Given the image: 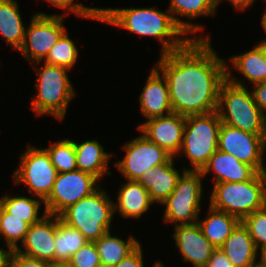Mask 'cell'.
Instances as JSON below:
<instances>
[{"label":"cell","mask_w":266,"mask_h":267,"mask_svg":"<svg viewBox=\"0 0 266 267\" xmlns=\"http://www.w3.org/2000/svg\"><path fill=\"white\" fill-rule=\"evenodd\" d=\"M98 182L96 177L81 170L57 173L53 189L44 201V211L59 216L69 206L96 191L100 187Z\"/></svg>","instance_id":"cell-11"},{"label":"cell","mask_w":266,"mask_h":267,"mask_svg":"<svg viewBox=\"0 0 266 267\" xmlns=\"http://www.w3.org/2000/svg\"><path fill=\"white\" fill-rule=\"evenodd\" d=\"M50 155L51 162L58 173L72 172L77 170L76 153L74 141L64 139L58 143H53L49 148H45Z\"/></svg>","instance_id":"cell-31"},{"label":"cell","mask_w":266,"mask_h":267,"mask_svg":"<svg viewBox=\"0 0 266 267\" xmlns=\"http://www.w3.org/2000/svg\"><path fill=\"white\" fill-rule=\"evenodd\" d=\"M78 58V49L71 38L68 37L67 31L50 49L43 60L45 64L55 65L72 69Z\"/></svg>","instance_id":"cell-30"},{"label":"cell","mask_w":266,"mask_h":267,"mask_svg":"<svg viewBox=\"0 0 266 267\" xmlns=\"http://www.w3.org/2000/svg\"><path fill=\"white\" fill-rule=\"evenodd\" d=\"M18 8L15 0H0L1 37L17 50L23 45L26 30Z\"/></svg>","instance_id":"cell-25"},{"label":"cell","mask_w":266,"mask_h":267,"mask_svg":"<svg viewBox=\"0 0 266 267\" xmlns=\"http://www.w3.org/2000/svg\"><path fill=\"white\" fill-rule=\"evenodd\" d=\"M226 80L219 90L217 112L221 122L231 127L258 135H266V115L254 102L250 92L242 81H238L228 71Z\"/></svg>","instance_id":"cell-3"},{"label":"cell","mask_w":266,"mask_h":267,"mask_svg":"<svg viewBox=\"0 0 266 267\" xmlns=\"http://www.w3.org/2000/svg\"><path fill=\"white\" fill-rule=\"evenodd\" d=\"M174 157L166 163L150 168L139 181L149 192L153 203L162 204L174 191L181 174L174 168Z\"/></svg>","instance_id":"cell-19"},{"label":"cell","mask_w":266,"mask_h":267,"mask_svg":"<svg viewBox=\"0 0 266 267\" xmlns=\"http://www.w3.org/2000/svg\"><path fill=\"white\" fill-rule=\"evenodd\" d=\"M1 200L5 210L10 214V217L21 218L29 225L39 222L47 213L38 217L39 208L44 201L39 199L27 198L26 196H3Z\"/></svg>","instance_id":"cell-29"},{"label":"cell","mask_w":266,"mask_h":267,"mask_svg":"<svg viewBox=\"0 0 266 267\" xmlns=\"http://www.w3.org/2000/svg\"><path fill=\"white\" fill-rule=\"evenodd\" d=\"M55 233L56 215L46 214L39 222L30 225L21 243L24 250L19 247L17 251L55 265Z\"/></svg>","instance_id":"cell-15"},{"label":"cell","mask_w":266,"mask_h":267,"mask_svg":"<svg viewBox=\"0 0 266 267\" xmlns=\"http://www.w3.org/2000/svg\"><path fill=\"white\" fill-rule=\"evenodd\" d=\"M101 263L95 242H87L72 255L67 267H98Z\"/></svg>","instance_id":"cell-34"},{"label":"cell","mask_w":266,"mask_h":267,"mask_svg":"<svg viewBox=\"0 0 266 267\" xmlns=\"http://www.w3.org/2000/svg\"><path fill=\"white\" fill-rule=\"evenodd\" d=\"M168 11L175 23L186 33H195L203 29L201 24H192L175 17L176 15L185 16L194 19L204 15H215V1L213 0H171Z\"/></svg>","instance_id":"cell-23"},{"label":"cell","mask_w":266,"mask_h":267,"mask_svg":"<svg viewBox=\"0 0 266 267\" xmlns=\"http://www.w3.org/2000/svg\"><path fill=\"white\" fill-rule=\"evenodd\" d=\"M241 222L247 228L256 249L266 245V205L244 217Z\"/></svg>","instance_id":"cell-33"},{"label":"cell","mask_w":266,"mask_h":267,"mask_svg":"<svg viewBox=\"0 0 266 267\" xmlns=\"http://www.w3.org/2000/svg\"><path fill=\"white\" fill-rule=\"evenodd\" d=\"M142 246L139 245L126 258L122 259L114 267H144Z\"/></svg>","instance_id":"cell-37"},{"label":"cell","mask_w":266,"mask_h":267,"mask_svg":"<svg viewBox=\"0 0 266 267\" xmlns=\"http://www.w3.org/2000/svg\"><path fill=\"white\" fill-rule=\"evenodd\" d=\"M218 150L231 154L256 172H261L266 135L253 134L222 123L218 134Z\"/></svg>","instance_id":"cell-12"},{"label":"cell","mask_w":266,"mask_h":267,"mask_svg":"<svg viewBox=\"0 0 266 267\" xmlns=\"http://www.w3.org/2000/svg\"><path fill=\"white\" fill-rule=\"evenodd\" d=\"M260 250V261H256V267H266V245L262 246L260 248H257V256H258V250Z\"/></svg>","instance_id":"cell-42"},{"label":"cell","mask_w":266,"mask_h":267,"mask_svg":"<svg viewBox=\"0 0 266 267\" xmlns=\"http://www.w3.org/2000/svg\"><path fill=\"white\" fill-rule=\"evenodd\" d=\"M174 191L162 203L164 221L175 225L195 224L199 219L202 199V172L183 169Z\"/></svg>","instance_id":"cell-8"},{"label":"cell","mask_w":266,"mask_h":267,"mask_svg":"<svg viewBox=\"0 0 266 267\" xmlns=\"http://www.w3.org/2000/svg\"><path fill=\"white\" fill-rule=\"evenodd\" d=\"M54 267H67V266H63V265H55Z\"/></svg>","instance_id":"cell-50"},{"label":"cell","mask_w":266,"mask_h":267,"mask_svg":"<svg viewBox=\"0 0 266 267\" xmlns=\"http://www.w3.org/2000/svg\"><path fill=\"white\" fill-rule=\"evenodd\" d=\"M220 248L235 267H256L257 249L242 222L236 226Z\"/></svg>","instance_id":"cell-20"},{"label":"cell","mask_w":266,"mask_h":267,"mask_svg":"<svg viewBox=\"0 0 266 267\" xmlns=\"http://www.w3.org/2000/svg\"><path fill=\"white\" fill-rule=\"evenodd\" d=\"M118 202H114V213L119 211L123 218H136L147 212L153 203L149 192L139 181L127 180L119 189Z\"/></svg>","instance_id":"cell-21"},{"label":"cell","mask_w":266,"mask_h":267,"mask_svg":"<svg viewBox=\"0 0 266 267\" xmlns=\"http://www.w3.org/2000/svg\"><path fill=\"white\" fill-rule=\"evenodd\" d=\"M139 96L140 111L146 119L172 113L168 83L163 74L152 68Z\"/></svg>","instance_id":"cell-17"},{"label":"cell","mask_w":266,"mask_h":267,"mask_svg":"<svg viewBox=\"0 0 266 267\" xmlns=\"http://www.w3.org/2000/svg\"><path fill=\"white\" fill-rule=\"evenodd\" d=\"M114 202L100 187L91 195L69 206L60 215L67 225L79 230L89 242L104 236L111 227Z\"/></svg>","instance_id":"cell-4"},{"label":"cell","mask_w":266,"mask_h":267,"mask_svg":"<svg viewBox=\"0 0 266 267\" xmlns=\"http://www.w3.org/2000/svg\"><path fill=\"white\" fill-rule=\"evenodd\" d=\"M98 267H114V266L100 264Z\"/></svg>","instance_id":"cell-49"},{"label":"cell","mask_w":266,"mask_h":267,"mask_svg":"<svg viewBox=\"0 0 266 267\" xmlns=\"http://www.w3.org/2000/svg\"><path fill=\"white\" fill-rule=\"evenodd\" d=\"M54 241L55 265L63 266H66L72 255L88 242L79 230L64 223L59 216H56Z\"/></svg>","instance_id":"cell-26"},{"label":"cell","mask_w":266,"mask_h":267,"mask_svg":"<svg viewBox=\"0 0 266 267\" xmlns=\"http://www.w3.org/2000/svg\"><path fill=\"white\" fill-rule=\"evenodd\" d=\"M256 46L260 49V51L264 57V60L266 61V43L259 42L258 45H256Z\"/></svg>","instance_id":"cell-43"},{"label":"cell","mask_w":266,"mask_h":267,"mask_svg":"<svg viewBox=\"0 0 266 267\" xmlns=\"http://www.w3.org/2000/svg\"><path fill=\"white\" fill-rule=\"evenodd\" d=\"M260 173H261L262 178H263V179H266V168H265V166L262 167Z\"/></svg>","instance_id":"cell-46"},{"label":"cell","mask_w":266,"mask_h":267,"mask_svg":"<svg viewBox=\"0 0 266 267\" xmlns=\"http://www.w3.org/2000/svg\"><path fill=\"white\" fill-rule=\"evenodd\" d=\"M265 13L263 14V17L261 19V25L263 27V29L265 30V33H266V11H264ZM264 43H266V39L264 41H262Z\"/></svg>","instance_id":"cell-45"},{"label":"cell","mask_w":266,"mask_h":267,"mask_svg":"<svg viewBox=\"0 0 266 267\" xmlns=\"http://www.w3.org/2000/svg\"><path fill=\"white\" fill-rule=\"evenodd\" d=\"M55 7L57 6L59 9L69 10V12H74L78 17L95 19L97 21H101L100 17V8L95 7H87L83 4H79L78 2L73 3L74 0H47Z\"/></svg>","instance_id":"cell-35"},{"label":"cell","mask_w":266,"mask_h":267,"mask_svg":"<svg viewBox=\"0 0 266 267\" xmlns=\"http://www.w3.org/2000/svg\"><path fill=\"white\" fill-rule=\"evenodd\" d=\"M210 206L240 220L266 205V183L257 172L243 182H220L213 186Z\"/></svg>","instance_id":"cell-5"},{"label":"cell","mask_w":266,"mask_h":267,"mask_svg":"<svg viewBox=\"0 0 266 267\" xmlns=\"http://www.w3.org/2000/svg\"><path fill=\"white\" fill-rule=\"evenodd\" d=\"M204 267H235L221 248H215Z\"/></svg>","instance_id":"cell-38"},{"label":"cell","mask_w":266,"mask_h":267,"mask_svg":"<svg viewBox=\"0 0 266 267\" xmlns=\"http://www.w3.org/2000/svg\"><path fill=\"white\" fill-rule=\"evenodd\" d=\"M43 65V69L33 66L38 75V83L34 85L38 93L35 98L31 97V109L38 116L50 114L61 121L76 94L67 74L69 69L45 63Z\"/></svg>","instance_id":"cell-6"},{"label":"cell","mask_w":266,"mask_h":267,"mask_svg":"<svg viewBox=\"0 0 266 267\" xmlns=\"http://www.w3.org/2000/svg\"><path fill=\"white\" fill-rule=\"evenodd\" d=\"M214 172L215 182H243L250 180L257 172L245 163L240 162L229 153L217 150L207 164L201 170L203 177L210 172Z\"/></svg>","instance_id":"cell-18"},{"label":"cell","mask_w":266,"mask_h":267,"mask_svg":"<svg viewBox=\"0 0 266 267\" xmlns=\"http://www.w3.org/2000/svg\"><path fill=\"white\" fill-rule=\"evenodd\" d=\"M186 117L177 113H170L165 116L147 119L143 124L138 125L149 141L163 148L172 157H182L179 154Z\"/></svg>","instance_id":"cell-14"},{"label":"cell","mask_w":266,"mask_h":267,"mask_svg":"<svg viewBox=\"0 0 266 267\" xmlns=\"http://www.w3.org/2000/svg\"><path fill=\"white\" fill-rule=\"evenodd\" d=\"M215 1V8H217V6L219 5V3L222 1V0H213Z\"/></svg>","instance_id":"cell-48"},{"label":"cell","mask_w":266,"mask_h":267,"mask_svg":"<svg viewBox=\"0 0 266 267\" xmlns=\"http://www.w3.org/2000/svg\"><path fill=\"white\" fill-rule=\"evenodd\" d=\"M230 62L254 85L266 80V61L257 46L246 53L233 56Z\"/></svg>","instance_id":"cell-28"},{"label":"cell","mask_w":266,"mask_h":267,"mask_svg":"<svg viewBox=\"0 0 266 267\" xmlns=\"http://www.w3.org/2000/svg\"><path fill=\"white\" fill-rule=\"evenodd\" d=\"M29 227L27 222L21 218L10 217V214L5 210L2 218L1 236L4 237L7 247L17 250L19 248L17 241L24 242Z\"/></svg>","instance_id":"cell-32"},{"label":"cell","mask_w":266,"mask_h":267,"mask_svg":"<svg viewBox=\"0 0 266 267\" xmlns=\"http://www.w3.org/2000/svg\"><path fill=\"white\" fill-rule=\"evenodd\" d=\"M231 5H234L237 9L243 11L244 9L252 6L255 0H229Z\"/></svg>","instance_id":"cell-41"},{"label":"cell","mask_w":266,"mask_h":267,"mask_svg":"<svg viewBox=\"0 0 266 267\" xmlns=\"http://www.w3.org/2000/svg\"><path fill=\"white\" fill-rule=\"evenodd\" d=\"M77 170L89 173L98 180L105 175H111L107 170L111 154L104 152V147L97 140H87L82 143L74 141Z\"/></svg>","instance_id":"cell-22"},{"label":"cell","mask_w":266,"mask_h":267,"mask_svg":"<svg viewBox=\"0 0 266 267\" xmlns=\"http://www.w3.org/2000/svg\"><path fill=\"white\" fill-rule=\"evenodd\" d=\"M210 43L191 39L182 49L161 55L157 69L168 83L174 113L187 117L217 111L226 63Z\"/></svg>","instance_id":"cell-1"},{"label":"cell","mask_w":266,"mask_h":267,"mask_svg":"<svg viewBox=\"0 0 266 267\" xmlns=\"http://www.w3.org/2000/svg\"><path fill=\"white\" fill-rule=\"evenodd\" d=\"M122 148L126 154L121 161L116 162V166L131 181H140L150 168L166 163L172 157L142 134Z\"/></svg>","instance_id":"cell-13"},{"label":"cell","mask_w":266,"mask_h":267,"mask_svg":"<svg viewBox=\"0 0 266 267\" xmlns=\"http://www.w3.org/2000/svg\"><path fill=\"white\" fill-rule=\"evenodd\" d=\"M13 267H54L50 262H46L43 260H39L37 258H32L26 256L22 253H19L17 250L14 251L12 256V263Z\"/></svg>","instance_id":"cell-36"},{"label":"cell","mask_w":266,"mask_h":267,"mask_svg":"<svg viewBox=\"0 0 266 267\" xmlns=\"http://www.w3.org/2000/svg\"><path fill=\"white\" fill-rule=\"evenodd\" d=\"M63 15H33L30 25L25 30V38L19 51L32 64H40L50 49L66 32Z\"/></svg>","instance_id":"cell-10"},{"label":"cell","mask_w":266,"mask_h":267,"mask_svg":"<svg viewBox=\"0 0 266 267\" xmlns=\"http://www.w3.org/2000/svg\"><path fill=\"white\" fill-rule=\"evenodd\" d=\"M26 150L21 156L20 165L13 174L15 183L27 185L32 195L45 201L53 189L58 172L44 148L37 149L28 146Z\"/></svg>","instance_id":"cell-9"},{"label":"cell","mask_w":266,"mask_h":267,"mask_svg":"<svg viewBox=\"0 0 266 267\" xmlns=\"http://www.w3.org/2000/svg\"><path fill=\"white\" fill-rule=\"evenodd\" d=\"M100 17L102 22L142 37L154 36L161 42V55L182 49L191 39H210L207 36L182 38L186 33L175 23L168 10L166 14L155 8H100Z\"/></svg>","instance_id":"cell-2"},{"label":"cell","mask_w":266,"mask_h":267,"mask_svg":"<svg viewBox=\"0 0 266 267\" xmlns=\"http://www.w3.org/2000/svg\"><path fill=\"white\" fill-rule=\"evenodd\" d=\"M153 267H164V265L160 261H157V262H155Z\"/></svg>","instance_id":"cell-47"},{"label":"cell","mask_w":266,"mask_h":267,"mask_svg":"<svg viewBox=\"0 0 266 267\" xmlns=\"http://www.w3.org/2000/svg\"><path fill=\"white\" fill-rule=\"evenodd\" d=\"M108 231L104 236L94 241L101 263L103 265L115 266L122 259L126 258L132 253L139 245L140 242L132 236L127 241L112 236Z\"/></svg>","instance_id":"cell-27"},{"label":"cell","mask_w":266,"mask_h":267,"mask_svg":"<svg viewBox=\"0 0 266 267\" xmlns=\"http://www.w3.org/2000/svg\"><path fill=\"white\" fill-rule=\"evenodd\" d=\"M221 124L217 111L186 117L179 153L183 152L190 160L193 168L188 170L201 171L209 158L218 150Z\"/></svg>","instance_id":"cell-7"},{"label":"cell","mask_w":266,"mask_h":267,"mask_svg":"<svg viewBox=\"0 0 266 267\" xmlns=\"http://www.w3.org/2000/svg\"><path fill=\"white\" fill-rule=\"evenodd\" d=\"M14 249L8 246V250L0 248V267H10Z\"/></svg>","instance_id":"cell-40"},{"label":"cell","mask_w":266,"mask_h":267,"mask_svg":"<svg viewBox=\"0 0 266 267\" xmlns=\"http://www.w3.org/2000/svg\"><path fill=\"white\" fill-rule=\"evenodd\" d=\"M173 238L182 254L183 261L193 267H204L215 247L203 235L198 223L175 225Z\"/></svg>","instance_id":"cell-16"},{"label":"cell","mask_w":266,"mask_h":267,"mask_svg":"<svg viewBox=\"0 0 266 267\" xmlns=\"http://www.w3.org/2000/svg\"><path fill=\"white\" fill-rule=\"evenodd\" d=\"M4 212H5V207H4L2 200L0 199V236H1V225H2V218H3Z\"/></svg>","instance_id":"cell-44"},{"label":"cell","mask_w":266,"mask_h":267,"mask_svg":"<svg viewBox=\"0 0 266 267\" xmlns=\"http://www.w3.org/2000/svg\"><path fill=\"white\" fill-rule=\"evenodd\" d=\"M209 216L197 220L198 225L206 239L215 247L220 248L230 236L236 226L241 222L239 218L209 206Z\"/></svg>","instance_id":"cell-24"},{"label":"cell","mask_w":266,"mask_h":267,"mask_svg":"<svg viewBox=\"0 0 266 267\" xmlns=\"http://www.w3.org/2000/svg\"><path fill=\"white\" fill-rule=\"evenodd\" d=\"M254 102L259 109L266 115V80L255 84V87L251 91Z\"/></svg>","instance_id":"cell-39"}]
</instances>
